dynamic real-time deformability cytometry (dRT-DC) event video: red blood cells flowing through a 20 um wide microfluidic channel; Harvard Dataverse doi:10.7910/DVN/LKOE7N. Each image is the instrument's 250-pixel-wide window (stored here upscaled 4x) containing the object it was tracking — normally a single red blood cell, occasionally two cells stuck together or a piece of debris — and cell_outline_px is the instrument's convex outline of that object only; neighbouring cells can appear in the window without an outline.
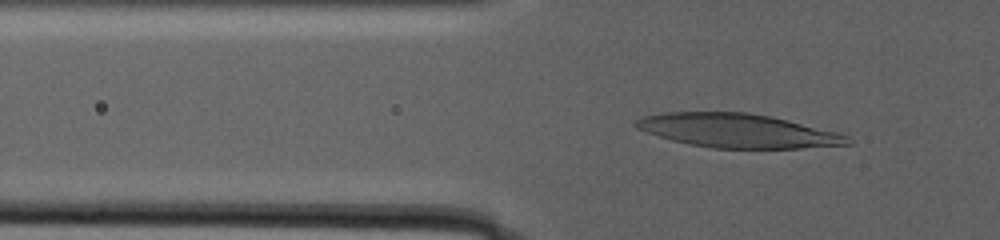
{"species": "human", "species_latin": "Homo sapiens", "temperature_condition": "warm", "stored_images_in_passage": 101, "camera_frame_rate_fps": 3000, "um_per_image_px": 0.085, "donor": {"sex": "male"}, "frame": {"image": 1, "passage_image": 34, "time_ms": 13.333, "image_size_px": [1000, 240], "cell_outline_px": [[852, 144], [800, 148], [712, 148], [688, 144], [672, 140], [636, 128], [632, 124], [640, 116], [664, 112], [748, 112], [788, 120], [836, 132], [848, 136]], "centroid_in_image_um": [62.66, 11.1], "position_along_channel_um": 63.1, "area_um2": 41.62}}
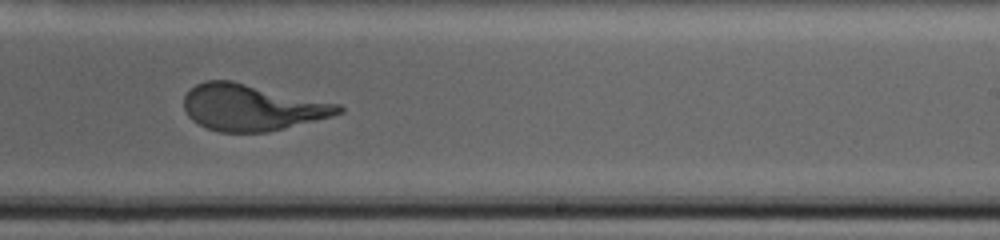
{"frame": {"image": 2, "passage_image": 66, "time_ms": 24.0, "image_size_px": [1000, 240], "cell_outline_px": [[344, 112], [332, 116], [268, 132], [220, 132], [208, 128], [192, 120], [188, 116], [184, 108], [184, 96], [196, 84], [204, 80], [232, 80], [340, 104], [344, 108]], "centroid_in_image_um": [21.41, 9.12], "position_along_channel_um": 267.6, "area_um2": 41.67}}
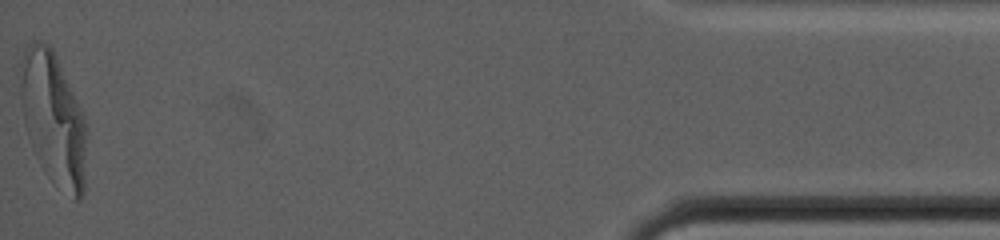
{"frame": {"image": 3, "passage_image": 101, "time_ms": 35.333, "image_size_px": [1000, 240], "cell_outline_px": [[88, 128], [84, 192], [80, 200], [72, 200], [52, 184], [44, 172], [32, 148], [24, 124], [20, 96], [20, 60], [24, 48], [32, 40], [36, 40], [48, 44], [52, 48], [84, 116]], "centroid_in_image_um": [4.54, 10.16], "position_along_channel_um": 430.7, "area_um2": 52.08}}